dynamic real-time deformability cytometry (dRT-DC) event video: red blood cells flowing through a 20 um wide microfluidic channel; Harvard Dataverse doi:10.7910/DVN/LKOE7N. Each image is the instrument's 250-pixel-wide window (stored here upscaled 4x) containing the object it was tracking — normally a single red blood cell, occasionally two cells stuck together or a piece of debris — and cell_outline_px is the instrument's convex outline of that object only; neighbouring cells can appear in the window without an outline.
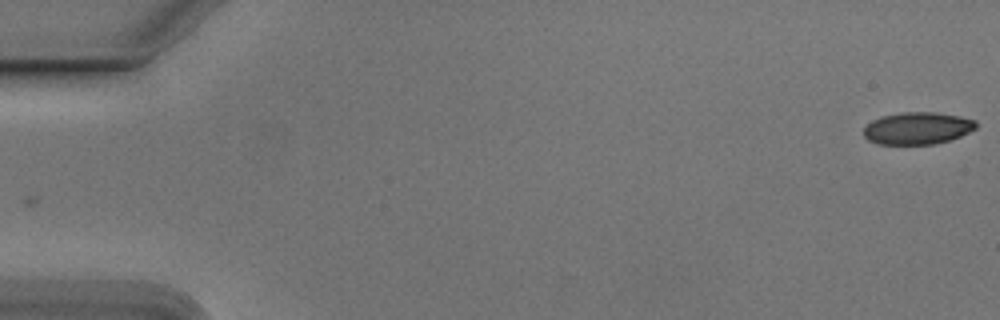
{"species": "Egyptian fruit bat (a non-hibernating species)", "species_latin": "Rousettus aegyptiacus", "temperature_condition": "cold", "stored_images_in_passage": 42, "camera_frame_rate_fps": 3000, "um_per_image_px": 0.085, "animal": {"sex": "male"}, "frame": {"image": 1, "passage_image": 1, "time_ms": 0.0, "image_size_px": [1000, 320], "cell_outline_px": [[976, 128], [960, 136], [936, 144], [876, 144], [868, 140], [864, 136], [864, 128], [872, 120], [880, 116], [900, 112], [936, 112], [960, 116], [976, 120]], "centroid_in_image_um": [77.96, 10.89], "position_along_channel_um": 7.0, "area_um2": 21.15}}
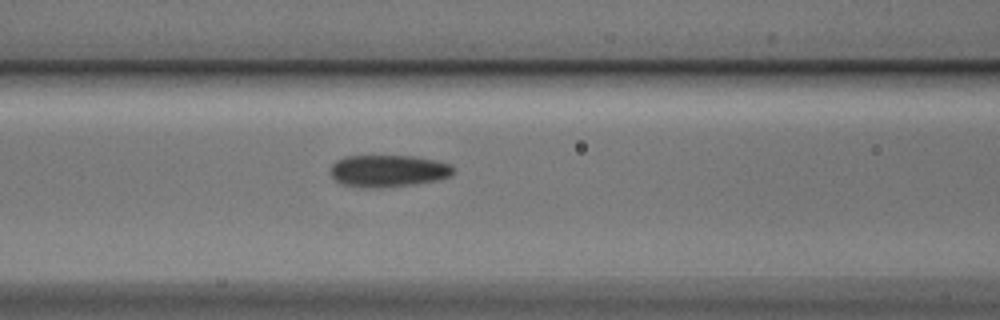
{"frame": {"image": 2, "passage_image": 23, "time_ms": 7.333, "image_size_px": [1000, 320], "cell_outline_px": [[456, 168], [452, 176], [436, 180], [412, 184], [380, 188], [360, 188], [340, 184], [332, 176], [332, 164], [336, 160], [348, 156], [412, 156], [436, 160], [452, 164]], "centroid_in_image_um": [33.03, 14.53], "position_along_channel_um": 133.6, "area_um2": 23.12}}
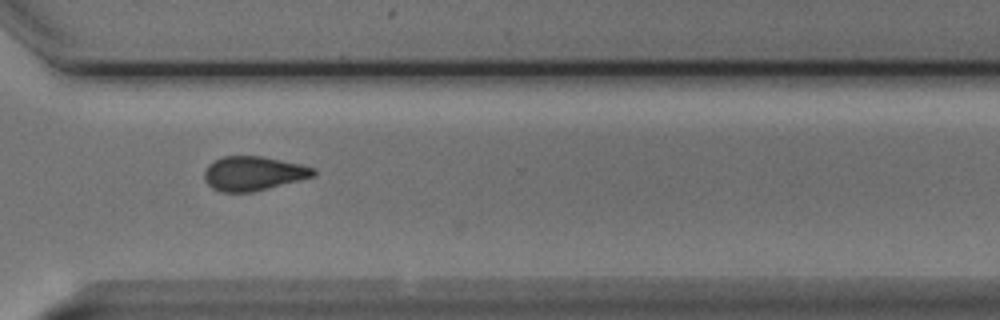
{"frame": {"image": 3, "passage_image": 40, "time_ms": 13.0, "image_size_px": [1000, 320], "cell_outline_px": [[316, 176], [252, 192], [220, 192], [212, 188], [204, 180], [204, 172], [208, 164], [224, 156], [264, 156], [300, 164], [316, 168]], "centroid_in_image_um": [21.54, 14.74], "position_along_channel_um": 349.1, "area_um2": 21.85}, "authors_computed_cell_mechanics": {"area_um2": 22.5709, "velocity_mm_per_s": 3.8067, "shape_relaxation_time_tau1_ms": 3.0924, "shape_relaxation_time_tau2_ms": 3.7583, "deformation_change_tau1": 0.095, "deformation_change_tau2": 0.0902}}